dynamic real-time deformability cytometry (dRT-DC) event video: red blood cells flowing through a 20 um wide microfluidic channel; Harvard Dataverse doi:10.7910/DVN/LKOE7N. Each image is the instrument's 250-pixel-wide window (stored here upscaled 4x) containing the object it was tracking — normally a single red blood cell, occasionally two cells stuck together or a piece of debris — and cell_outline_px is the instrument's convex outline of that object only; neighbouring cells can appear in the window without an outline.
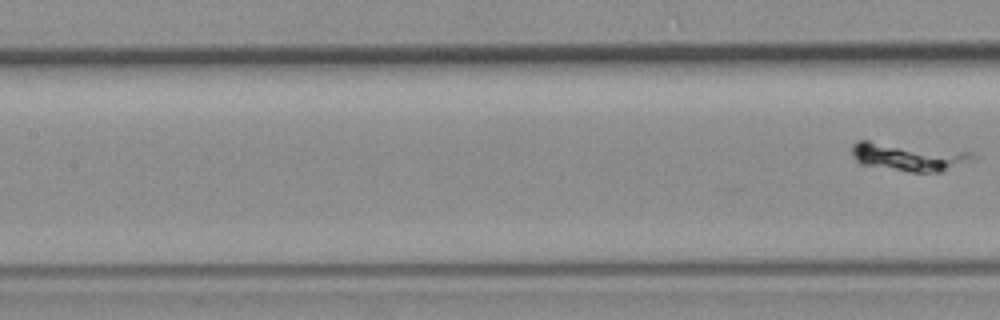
{"species": "common noctule bat (a hibernating species)", "species_latin": "Nyctalus noctula", "temperature_condition": "room temperature", "stored_images_in_passage": 8, "segment_of_instrument_passage": [2, 2], "camera_frame_rate_fps": 3000, "um_per_image_px": 0.085, "animal": {"sex": "female", "body_mass_g": 19.3, "forearm_length_mm": 54.1}, "frame": {"image": 1, "passage_image": 8, "time_ms": 9.0, "image_size_px": [1000, 320], "cell_outline_px": [[976, 156], [940, 172], [908, 172], [860, 164], [856, 160], [852, 152], [852, 144], [856, 140], [868, 140], [972, 152]], "centroid_in_image_um": [77.11, 13.31], "position_along_channel_um": 130.3, "area_um2": 19.48}}